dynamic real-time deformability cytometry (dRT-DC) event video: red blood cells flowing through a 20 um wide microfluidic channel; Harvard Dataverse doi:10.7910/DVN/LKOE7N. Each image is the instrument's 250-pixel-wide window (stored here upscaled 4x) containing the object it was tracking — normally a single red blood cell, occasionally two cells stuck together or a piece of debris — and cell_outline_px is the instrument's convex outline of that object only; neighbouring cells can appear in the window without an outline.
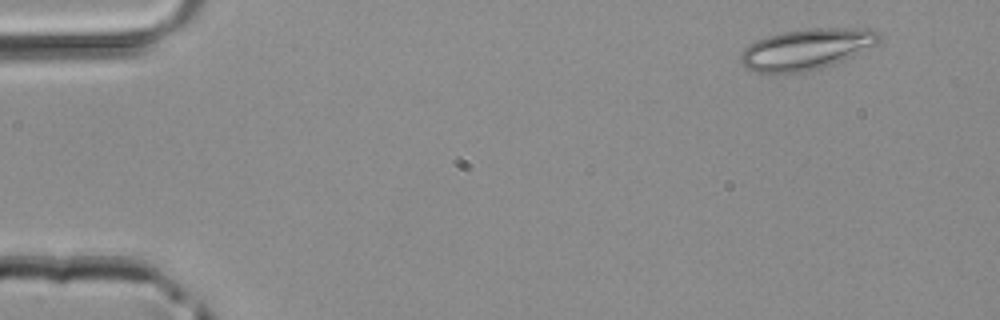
{"species": "common noctule bat (a hibernating species)", "species_latin": "Nyctalus noctula", "temperature_condition": "room temperature", "stored_images_in_passage": 4, "camera_frame_rate_fps": 3000, "um_per_image_px": 0.085, "animal": {"sex": "male", "body_mass_g": 20.4}, "frame": {"image": 1, "passage_image": 1, "time_ms": 0.0, "image_size_px": [1000, 320], "cell_outline_px": [[884, 36], [876, 44], [852, 56], [832, 64], [820, 68], [804, 72], [756, 72], [744, 68], [740, 64], [740, 56], [744, 48], [748, 44], [756, 40], [768, 36], [784, 32], [808, 28], [872, 28], [880, 32]], "centroid_in_image_um": [68.56, 4.16], "position_along_channel_um": 16.4, "area_um2": 33.06}}